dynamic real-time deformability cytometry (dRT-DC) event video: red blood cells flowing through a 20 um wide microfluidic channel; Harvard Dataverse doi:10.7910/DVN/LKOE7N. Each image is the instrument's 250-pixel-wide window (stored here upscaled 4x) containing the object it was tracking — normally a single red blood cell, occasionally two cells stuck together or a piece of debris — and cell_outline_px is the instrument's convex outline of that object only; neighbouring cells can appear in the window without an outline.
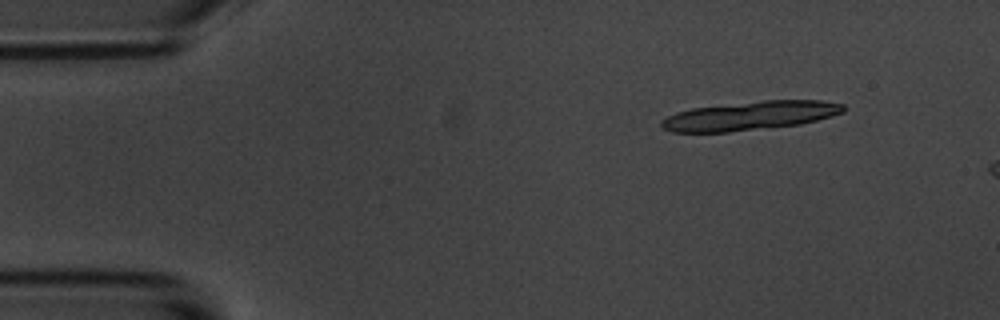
{"species": "common noctule bat (a hibernating species)", "species_latin": "Nyctalus noctula", "temperature_condition": "room temperature", "stored_images_in_passage": 4, "camera_frame_rate_fps": 3000, "um_per_image_px": 0.085, "animal": {"sex": "male", "body_mass_g": 20.1, "forearm_length_mm": 53.5}, "frame": {"image": 1, "passage_image": 2, "time_ms": 1.0, "image_size_px": [1000, 320], "cell_outline_px": [[844, 112], [832, 116], [800, 124], [728, 132], [672, 132], [664, 128], [660, 124], [660, 120], [676, 112], [692, 108], [764, 100], [820, 100], [844, 104]], "centroid_in_image_um": [63.75, 9.83], "position_along_channel_um": 21.2, "area_um2": 30.4}}